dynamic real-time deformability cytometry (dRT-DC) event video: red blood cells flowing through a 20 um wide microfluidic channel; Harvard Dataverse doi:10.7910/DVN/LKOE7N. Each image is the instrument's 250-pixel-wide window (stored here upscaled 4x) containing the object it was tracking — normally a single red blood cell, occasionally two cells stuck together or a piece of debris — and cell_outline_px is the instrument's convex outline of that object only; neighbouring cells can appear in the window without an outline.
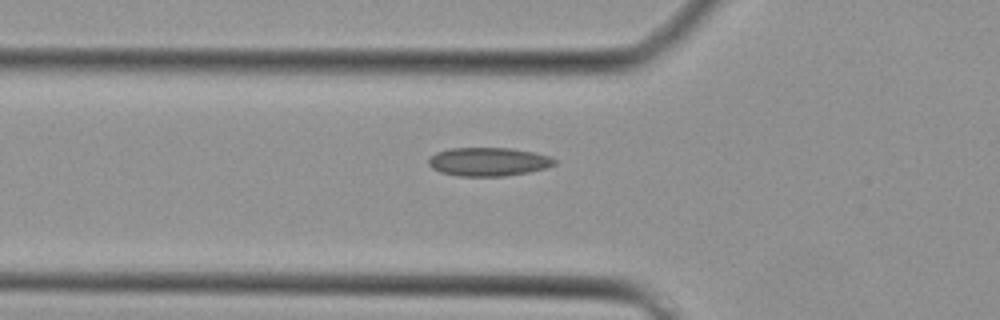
{"species": "Egyptian fruit bat (a non-hibernating species)", "species_latin": "Rousettus aegyptiacus", "temperature_condition": "cold", "stored_images_in_passage": 32, "camera_frame_rate_fps": 3000, "um_per_image_px": 0.085, "animal": {"sex": "female"}, "frame": {"image": 1, "passage_image": 2, "time_ms": 0.333, "image_size_px": [1000, 320], "cell_outline_px": [[556, 164], [544, 168], [528, 172], [504, 176], [460, 176], [440, 172], [432, 168], [428, 164], [428, 160], [436, 152], [452, 148], [512, 148], [532, 152], [548, 156], [556, 160]], "centroid_in_image_um": [41.5, 13.75], "position_along_channel_um": 84.3, "area_um2": 20.81}}
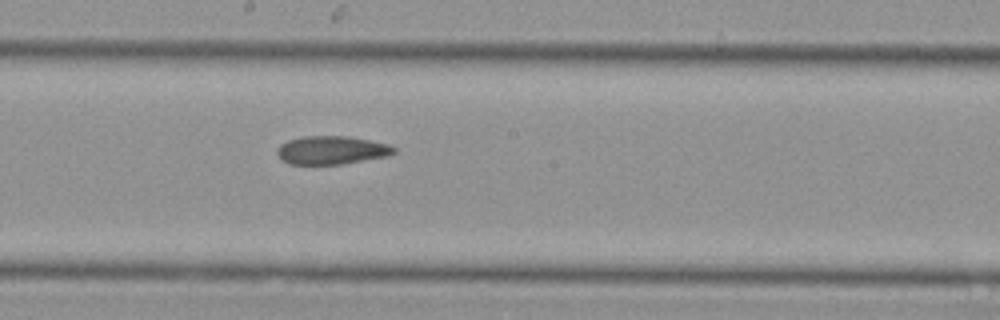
{"frame": {"image": 2, "passage_image": 11, "time_ms": 3.333, "image_size_px": [1000, 320], "cell_outline_px": [[396, 152], [388, 156], [340, 164], [288, 164], [276, 152], [276, 148], [280, 144], [288, 140], [304, 136], [348, 136], [388, 144], [396, 148]], "centroid_in_image_um": [28.18, 12.76], "position_along_channel_um": 220.0, "area_um2": 19.19}}
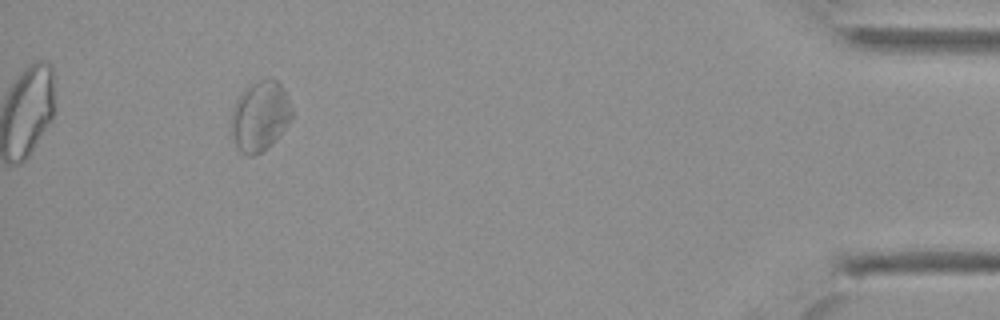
{"frame": {"image": 3, "passage_image": 28, "time_ms": 9.0, "image_size_px": [1000, 320], "cell_outline_px": [[292, 116], [284, 128], [272, 144], [260, 152], [252, 156], [248, 156], [236, 144], [232, 136], [232, 108], [240, 96], [252, 84], [260, 80], [276, 80], [284, 88], [292, 112]], "centroid_in_image_um": [22.11, 9.88], "position_along_channel_um": 413.1, "area_um2": 23.81}}